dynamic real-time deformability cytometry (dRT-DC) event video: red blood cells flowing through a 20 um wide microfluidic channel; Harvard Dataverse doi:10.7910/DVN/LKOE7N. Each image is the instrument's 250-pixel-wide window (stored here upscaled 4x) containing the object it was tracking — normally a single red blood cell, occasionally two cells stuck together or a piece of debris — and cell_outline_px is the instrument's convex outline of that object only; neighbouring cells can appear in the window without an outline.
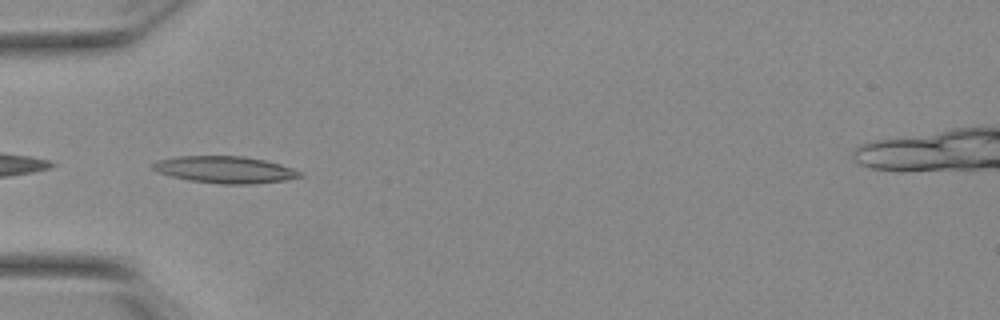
{"species": "Egyptian fruit bat (a non-hibernating species)", "species_latin": "Rousettus aegyptiacus", "temperature_condition": "warm", "stored_images_in_passage": 15, "camera_frame_rate_fps": 3000, "um_per_image_px": 0.085, "animal": {"sex": "female"}, "frame": {"image": 1, "passage_image": 3, "time_ms": 0.667, "image_size_px": [1000, 320], "cell_outline_px": [[304, 176], [284, 180], [248, 184], [220, 184], [188, 180], [156, 172], [152, 168], [152, 164], [160, 160], [180, 156], [244, 156], [264, 160], [280, 164], [292, 168], [300, 172]], "centroid_in_image_um": [19.12, 14.42], "position_along_channel_um": 65.9, "area_um2": 22.83}}